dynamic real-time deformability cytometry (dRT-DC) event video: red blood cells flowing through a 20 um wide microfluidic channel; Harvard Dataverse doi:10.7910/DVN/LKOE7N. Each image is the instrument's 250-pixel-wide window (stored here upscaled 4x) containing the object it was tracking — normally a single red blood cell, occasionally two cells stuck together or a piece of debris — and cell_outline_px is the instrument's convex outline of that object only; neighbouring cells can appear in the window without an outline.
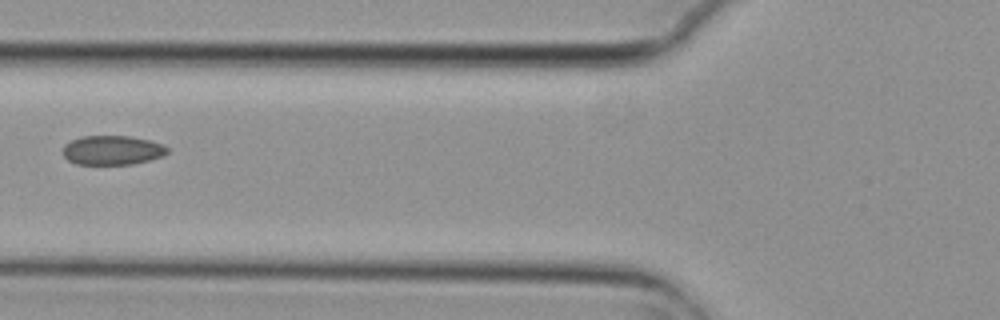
{"species": "common noctule bat (a hibernating species)", "species_latin": "Nyctalus noctula", "temperature_condition": "cold", "stored_images_in_passage": 5, "camera_frame_rate_fps": 3000, "um_per_image_px": 0.085, "animal": {"sex": "female", "body_mass_g": 29.2, "forearm_length_mm": 56.3}, "frame": {"image": 1, "passage_image": 4, "time_ms": 1.0, "image_size_px": [1000, 320], "cell_outline_px": [[168, 152], [164, 156], [132, 164], [76, 164], [68, 160], [64, 156], [64, 144], [80, 136], [132, 136], [164, 144], [168, 148]], "centroid_in_image_um": [9.56, 12.76], "position_along_channel_um": 116.2, "area_um2": 17.86}}
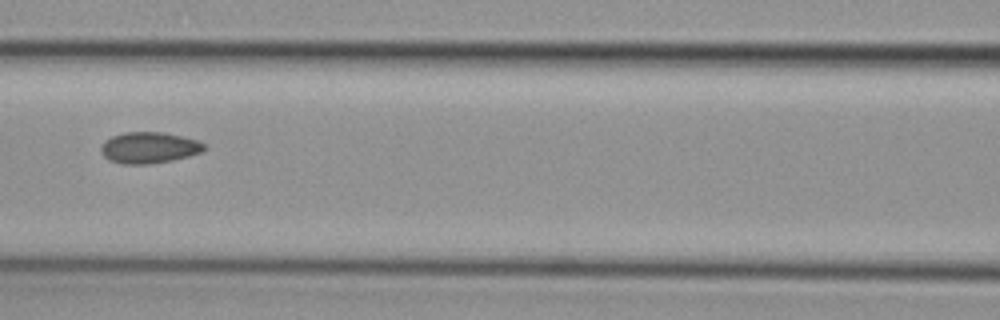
{"frame": {"image": 2, "passage_image": 5, "time_ms": 1.333, "image_size_px": [1000, 320], "cell_outline_px": [[208, 148], [200, 152], [188, 156], [172, 160], [148, 164], [124, 164], [108, 160], [100, 152], [100, 148], [104, 140], [112, 136], [124, 132], [164, 132], [196, 140], [208, 144]], "centroid_in_image_um": [12.66, 12.55], "position_along_channel_um": 153.9, "area_um2": 18.9}}